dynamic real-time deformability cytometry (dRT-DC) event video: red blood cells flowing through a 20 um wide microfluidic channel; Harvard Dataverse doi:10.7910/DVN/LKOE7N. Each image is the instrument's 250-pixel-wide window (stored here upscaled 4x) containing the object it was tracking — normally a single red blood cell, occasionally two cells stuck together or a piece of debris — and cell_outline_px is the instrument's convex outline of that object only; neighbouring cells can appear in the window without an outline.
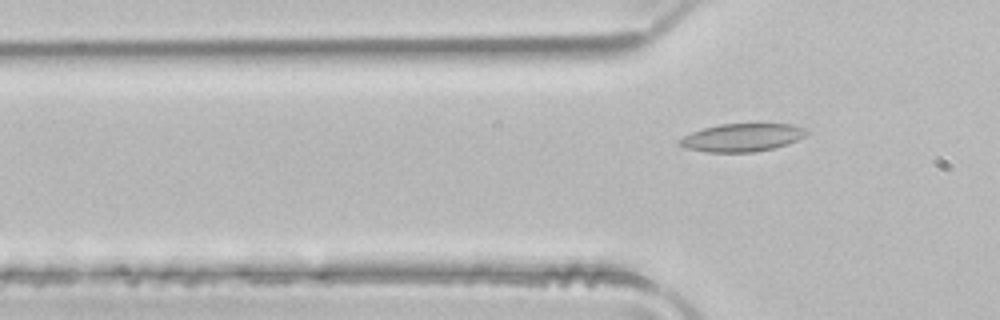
{"species": "common noctule bat (a hibernating species)", "species_latin": "Nyctalus noctula", "temperature_condition": "room temperature", "stored_images_in_passage": 2, "camera_frame_rate_fps": 3000, "um_per_image_px": 0.085, "animal": {"sex": "male", "body_mass_g": 21.5, "forearm_length_mm": 52.0}, "frame": {"image": 1, "passage_image": 2, "time_ms": 0.333, "image_size_px": [1000, 320], "cell_outline_px": [[808, 132], [804, 136], [788, 144], [772, 148], [752, 152], [708, 152], [684, 148], [676, 144], [676, 140], [692, 132], [704, 128], [720, 124], [792, 124], [804, 128]], "centroid_in_image_um": [63.02, 11.69], "position_along_channel_um": 62.8, "area_um2": 20.63}}